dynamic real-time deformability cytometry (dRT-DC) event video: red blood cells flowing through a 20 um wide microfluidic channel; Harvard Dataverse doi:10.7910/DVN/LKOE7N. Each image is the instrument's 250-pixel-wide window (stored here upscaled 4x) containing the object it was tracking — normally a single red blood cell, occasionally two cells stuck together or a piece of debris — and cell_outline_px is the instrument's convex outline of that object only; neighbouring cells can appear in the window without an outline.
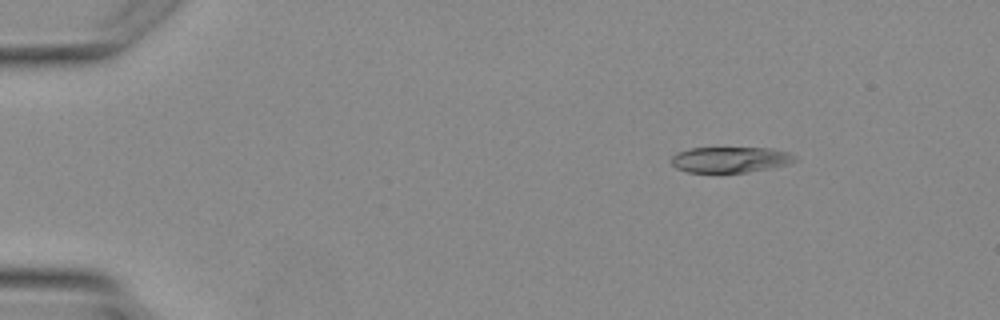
{"species": "Egyptian fruit bat (a non-hibernating species)", "species_latin": "Rousettus aegyptiacus", "temperature_condition": "warm", "stored_images_in_passage": 3, "camera_frame_rate_fps": 3000, "um_per_image_px": 0.085, "animal": {"sex": "female"}, "frame": {"image": 1, "passage_image": 1, "time_ms": 0.0, "image_size_px": [1000, 320], "cell_outline_px": [[796, 160], [784, 164], [768, 168], [748, 172], [688, 172], [676, 168], [672, 164], [672, 156], [676, 152], [688, 148], [772, 148], [788, 152], [796, 156]], "centroid_in_image_um": [62.03, 13.56], "position_along_channel_um": 23.0, "area_um2": 18.38}}